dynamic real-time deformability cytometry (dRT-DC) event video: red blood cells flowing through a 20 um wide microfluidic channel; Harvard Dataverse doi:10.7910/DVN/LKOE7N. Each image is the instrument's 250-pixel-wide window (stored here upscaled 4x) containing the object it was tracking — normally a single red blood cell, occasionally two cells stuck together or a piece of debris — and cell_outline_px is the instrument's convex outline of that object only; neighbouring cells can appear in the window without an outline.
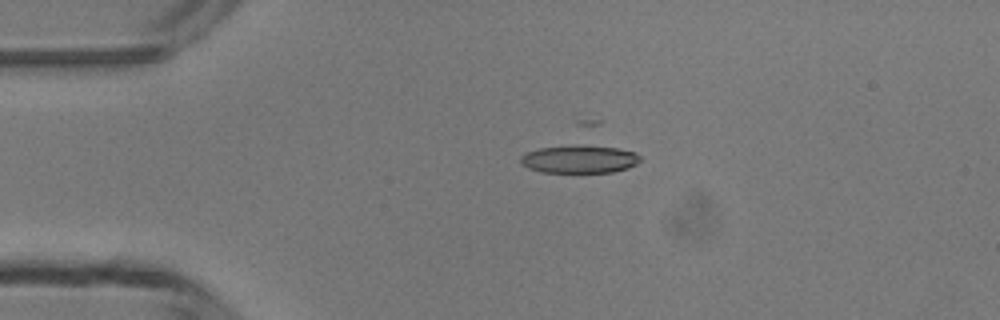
{"species": "common noctule bat (a hibernating species)", "species_latin": "Nyctalus noctula", "temperature_condition": "room temperature", "stored_images_in_passage": 5, "camera_frame_rate_fps": 3000, "um_per_image_px": 0.085, "animal": {"sex": "male", "body_mass_g": 13.3}, "frame": {"image": 1, "passage_image": 4, "time_ms": 3.333, "image_size_px": [1000, 320], "cell_outline_px": [[640, 160], [636, 164], [628, 168], [612, 172], [540, 172], [528, 168], [520, 164], [520, 156], [528, 152], [540, 148], [576, 144], [616, 148], [636, 152], [640, 156]], "centroid_in_image_um": [49.23, 13.52], "position_along_channel_um": 35.8, "area_um2": 19.54}}